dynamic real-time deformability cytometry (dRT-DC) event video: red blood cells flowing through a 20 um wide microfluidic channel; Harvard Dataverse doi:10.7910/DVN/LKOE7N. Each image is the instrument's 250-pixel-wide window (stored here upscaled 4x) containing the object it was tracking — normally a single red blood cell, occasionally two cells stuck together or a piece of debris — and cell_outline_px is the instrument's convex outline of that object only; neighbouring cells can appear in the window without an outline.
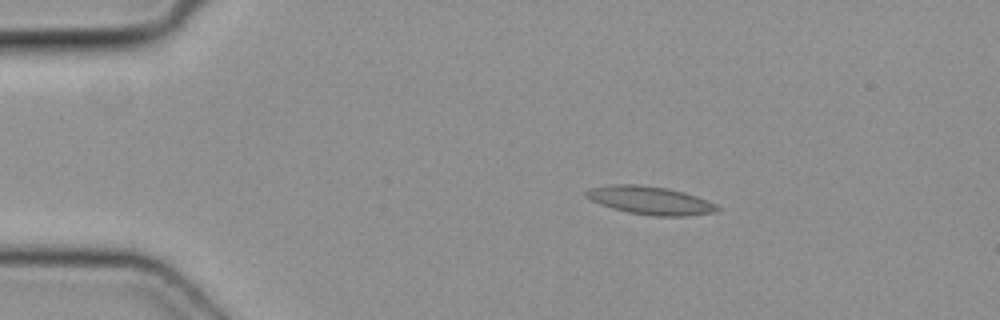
{"species": "common noctule bat (a hibernating species)", "species_latin": "Nyctalus noctula", "temperature_condition": "cold", "stored_images_in_passage": 50, "camera_frame_rate_fps": 3000, "um_per_image_px": 0.085, "animal": {"sex": "female", "body_mass_g": 19.3, "forearm_length_mm": 54.1}, "frame": {"image": 1, "passage_image": 9, "time_ms": 2.667, "image_size_px": [1000, 320], "cell_outline_px": [[720, 208], [716, 212], [684, 216], [652, 216], [628, 212], [612, 208], [600, 204], [584, 196], [584, 192], [592, 188], [612, 184], [636, 184], [668, 188], [684, 192], [708, 200], [716, 204]], "centroid_in_image_um": [55.28, 17.03], "position_along_channel_um": 29.7, "area_um2": 21.5}}
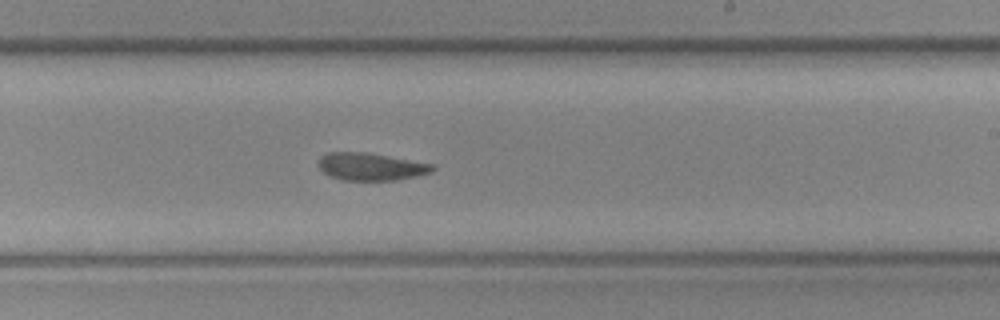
{"frame": {"image": 2, "passage_image": 30, "time_ms": 9.667, "image_size_px": [1000, 320], "cell_outline_px": [[436, 168], [432, 172], [416, 176], [396, 180], [340, 180], [328, 176], [320, 168], [320, 156], [328, 152], [364, 152], [436, 164]], "centroid_in_image_um": [31.55, 14.17], "position_along_channel_um": 257.4, "area_um2": 18.32}}
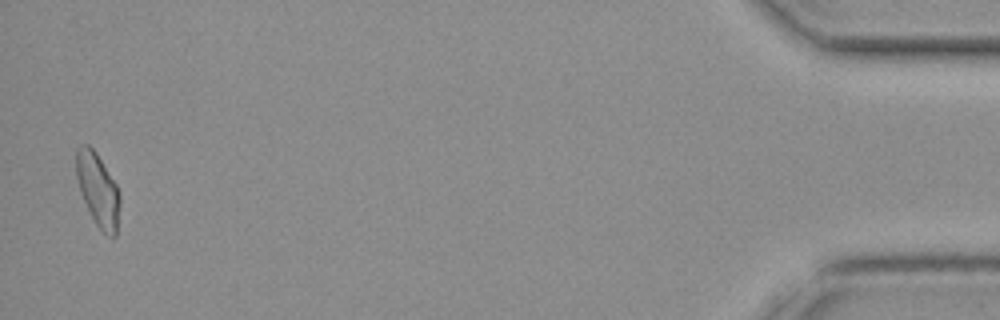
{"frame": {"image": 3, "passage_image": 49, "time_ms": 16.0, "image_size_px": [1000, 320], "cell_outline_px": [[120, 204], [116, 236], [112, 240], [96, 224], [80, 192], [76, 176], [76, 148], [80, 144], [88, 144], [96, 152], [116, 184], [120, 192]], "centroid_in_image_um": [8.33, 16.12], "position_along_channel_um": 426.9, "area_um2": 18.61}}